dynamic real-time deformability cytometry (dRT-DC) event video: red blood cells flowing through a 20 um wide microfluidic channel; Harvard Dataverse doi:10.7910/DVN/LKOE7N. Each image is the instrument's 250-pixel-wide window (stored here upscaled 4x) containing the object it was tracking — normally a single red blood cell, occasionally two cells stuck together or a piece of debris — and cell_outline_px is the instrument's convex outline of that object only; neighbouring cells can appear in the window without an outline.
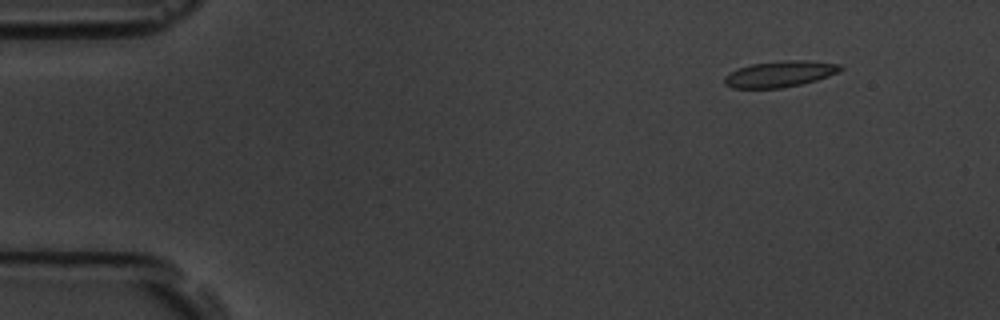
{"species": "common noctule bat (a hibernating species)", "species_latin": "Nyctalus noctula", "temperature_condition": "room temperature", "stored_images_in_passage": 5, "camera_frame_rate_fps": 3000, "um_per_image_px": 0.085, "animal": {"sex": "male", "body_mass_g": 19.5, "forearm_length_mm": 54.6}, "frame": {"image": 1, "passage_image": 2, "time_ms": 1.333, "image_size_px": [1000, 320], "cell_outline_px": [[844, 68], [840, 72], [816, 80], [800, 84], [780, 88], [732, 88], [724, 84], [724, 76], [740, 68], [752, 64], [784, 60], [808, 60], [840, 64]], "centroid_in_image_um": [66.32, 6.28], "position_along_channel_um": 18.7, "area_um2": 17.57}}
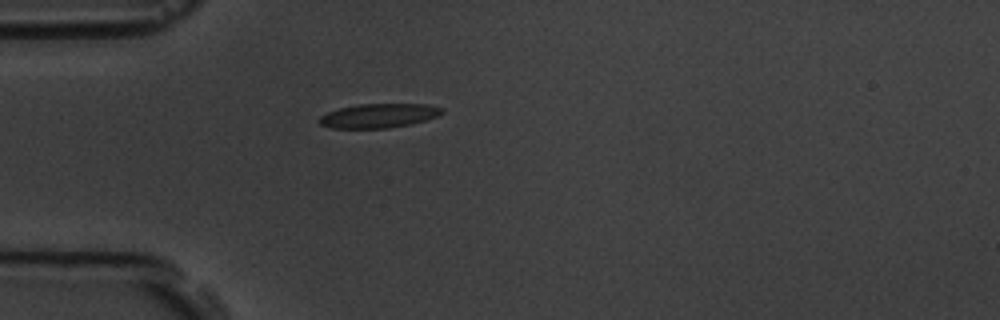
{"frame": {"image": 2, "passage_image": 5, "time_ms": 4.667, "image_size_px": [1000, 320], "cell_outline_px": [[444, 112], [436, 116], [412, 124], [388, 128], [332, 128], [320, 124], [320, 116], [328, 112], [340, 108], [360, 104], [428, 104], [444, 108]], "centroid_in_image_um": [32.22, 9.83], "position_along_channel_um": 52.8, "area_um2": 17.17}}